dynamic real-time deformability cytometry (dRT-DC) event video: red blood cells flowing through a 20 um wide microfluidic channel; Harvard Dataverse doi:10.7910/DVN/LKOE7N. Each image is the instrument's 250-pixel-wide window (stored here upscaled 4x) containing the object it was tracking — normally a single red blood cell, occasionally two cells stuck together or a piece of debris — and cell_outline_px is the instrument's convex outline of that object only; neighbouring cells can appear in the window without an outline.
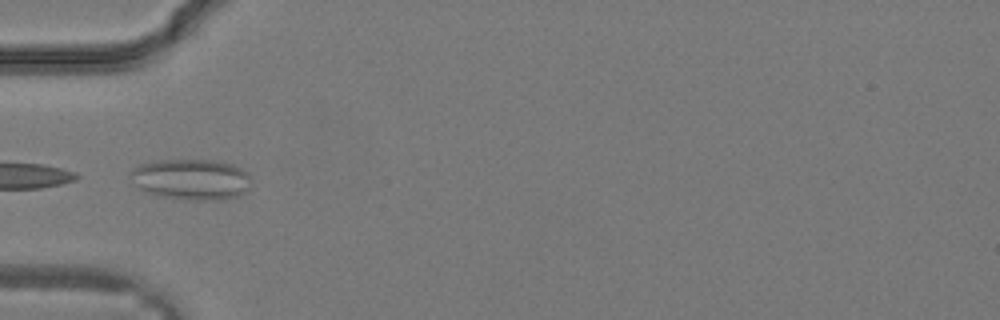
{"species": "common noctule bat (a hibernating species)", "species_latin": "Nyctalus noctula", "temperature_condition": "warm", "stored_images_in_passage": 27, "camera_frame_rate_fps": 3000, "um_per_image_px": 0.085, "animal": {"sex": "male", "body_mass_g": 19.2, "forearm_length_mm": 51.8}, "frame": {"image": 1, "passage_image": 6, "time_ms": 1.667, "image_size_px": [1000, 320], "cell_outline_px": [[252, 184], [248, 192], [236, 196], [220, 200], [184, 200], [156, 196], [144, 192], [136, 188], [132, 184], [128, 176], [132, 168], [140, 164], [160, 160], [212, 160], [232, 164], [248, 172], [252, 176]], "centroid_in_image_um": [16.24, 15.26], "position_along_channel_um": 68.8, "area_um2": 29.65}}
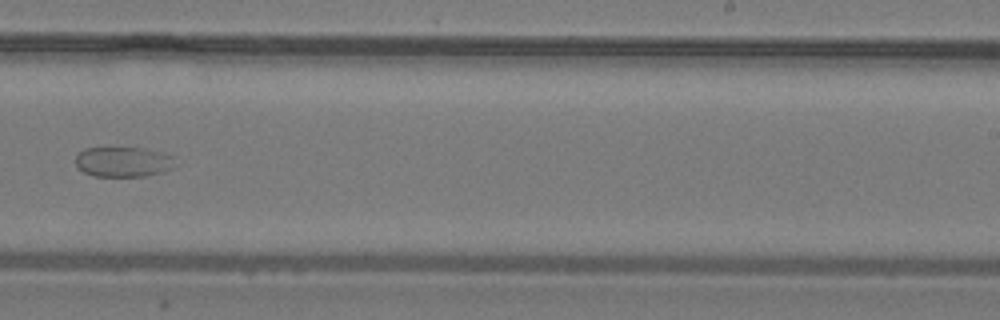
{"frame": {"image": 2, "passage_image": 16, "time_ms": 5.0, "image_size_px": [1000, 320], "cell_outline_px": [[180, 164], [172, 168], [160, 172], [144, 176], [92, 176], [84, 172], [76, 164], [76, 156], [84, 148], [144, 148], [176, 156]], "centroid_in_image_um": [10.55, 13.75], "position_along_channel_um": 278.4, "area_um2": 17.63}}
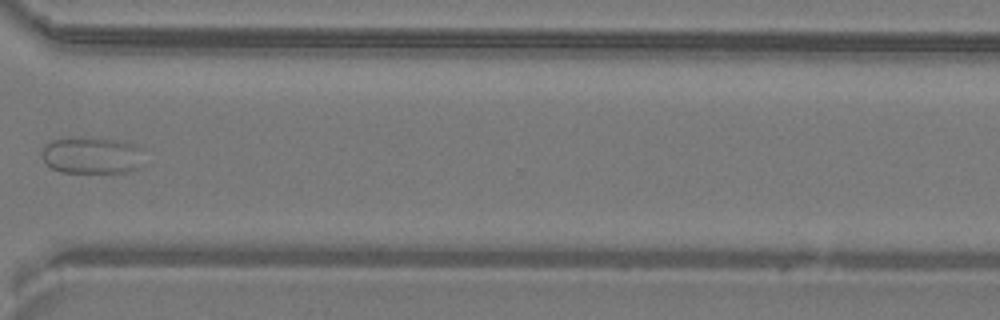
{"frame": {"image": 3, "passage_image": 20, "time_ms": 6.333, "image_size_px": [1000, 320], "cell_outline_px": [[140, 148], [136, 168], [128, 172], [60, 172], [52, 168], [44, 160], [44, 144], [52, 140], [124, 140]], "centroid_in_image_um": [7.77, 13.24], "position_along_channel_um": 362.8, "area_um2": 20.52}}